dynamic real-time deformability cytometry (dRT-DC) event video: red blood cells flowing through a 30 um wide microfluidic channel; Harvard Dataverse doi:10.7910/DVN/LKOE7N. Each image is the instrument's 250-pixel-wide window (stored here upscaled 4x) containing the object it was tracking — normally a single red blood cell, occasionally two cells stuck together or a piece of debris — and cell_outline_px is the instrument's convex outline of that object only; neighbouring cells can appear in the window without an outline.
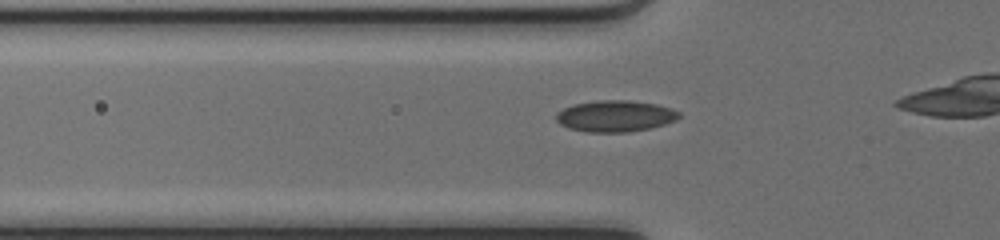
{"species": "common noctule bat (a hibernating species)", "species_latin": "Nyctalus noctula", "temperature_condition": "cold", "stored_images_in_passage": 18, "camera_frame_rate_fps": 3000, "um_per_image_px": 0.085, "animal": {"sex": "female", "body_mass_g": 17.0, "forearm_length_mm": 48.0}, "frame": {"image": 1, "passage_image": 7, "time_ms": 2.0, "image_size_px": [1000, 240], "cell_outline_px": [[680, 116], [676, 120], [664, 124], [648, 128], [628, 132], [588, 132], [568, 128], [560, 124], [556, 120], [556, 112], [572, 104], [600, 100], [628, 100], [656, 104], [680, 112]], "centroid_in_image_um": [52.25, 9.86], "position_along_channel_um": 73.5, "area_um2": 22.37}}
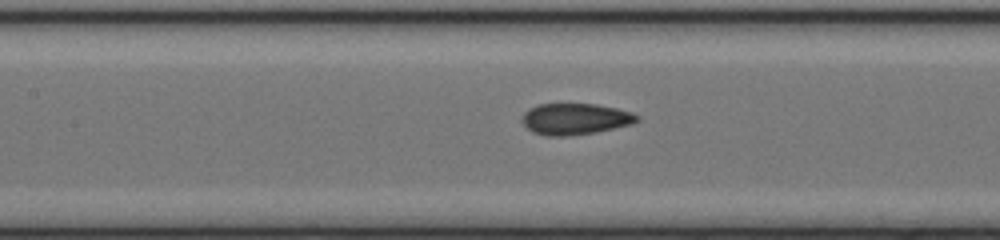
{"frame": {"image": 2, "passage_image": 13, "time_ms": 4.0, "image_size_px": [1000, 240], "cell_outline_px": [[640, 120], [632, 124], [596, 132], [568, 136], [544, 136], [532, 132], [520, 120], [520, 116], [528, 108], [540, 104], [596, 104], [616, 108], [632, 112], [640, 116]], "centroid_in_image_um": [48.87, 10.11], "position_along_channel_um": 158.5, "area_um2": 21.21}}
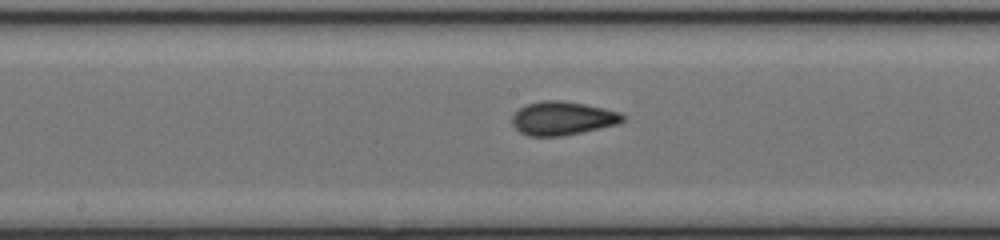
{"frame": {"image": 3, "passage_image": 16, "time_ms": 5.0, "image_size_px": [1000, 240], "cell_outline_px": [[624, 120], [616, 124], [600, 128], [560, 136], [528, 136], [520, 132], [512, 124], [512, 116], [520, 108], [528, 104], [544, 100], [560, 100], [584, 104], [604, 108], [620, 112], [624, 116]], "centroid_in_image_um": [47.8, 10.05], "position_along_channel_um": 200.4, "area_um2": 21.39}}